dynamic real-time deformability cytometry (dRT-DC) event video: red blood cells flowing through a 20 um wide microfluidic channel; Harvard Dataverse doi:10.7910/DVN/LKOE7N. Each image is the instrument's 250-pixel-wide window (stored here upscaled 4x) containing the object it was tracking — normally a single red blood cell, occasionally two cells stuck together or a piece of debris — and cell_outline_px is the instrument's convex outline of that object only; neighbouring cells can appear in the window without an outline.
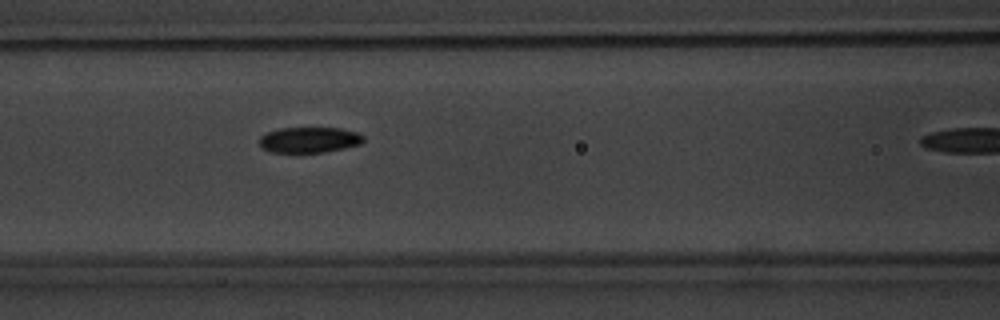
{"species": "common noctule bat (a hibernating species)", "species_latin": "Nyctalus noctula", "temperature_condition": "warm", "stored_images_in_passage": 7, "camera_frame_rate_fps": 3000, "um_per_image_px": 0.085, "animal": {"sex": "male", "body_mass_g": 20.1, "forearm_length_mm": 53.5}, "frame": {"image": 1, "passage_image": 6, "time_ms": 5.667, "image_size_px": [1000, 320], "cell_outline_px": [[364, 140], [360, 144], [344, 148], [324, 152], [272, 152], [264, 148], [260, 144], [260, 136], [268, 132], [280, 128], [340, 128], [360, 132], [364, 136]], "centroid_in_image_um": [26.34, 11.88], "position_along_channel_um": 140.3, "area_um2": 15.49}}